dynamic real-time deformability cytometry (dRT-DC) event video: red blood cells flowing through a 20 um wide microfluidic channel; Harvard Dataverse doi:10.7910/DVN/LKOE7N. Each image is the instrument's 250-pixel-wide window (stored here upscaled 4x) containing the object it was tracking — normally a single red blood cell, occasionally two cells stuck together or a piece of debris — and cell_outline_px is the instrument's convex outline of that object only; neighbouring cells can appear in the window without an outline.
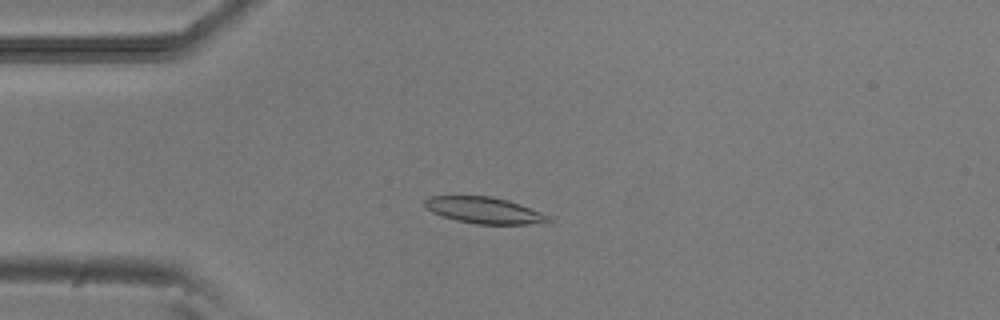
{"species": "common noctule bat (a hibernating species)", "species_latin": "Nyctalus noctula", "temperature_condition": "room temperature", "stored_images_in_passage": 41, "camera_frame_rate_fps": 3000, "um_per_image_px": 0.085, "animal": {"sex": "male", "body_mass_g": 20.5, "forearm_length_mm": 52.5}, "frame": {"image": 1, "passage_image": 2, "time_ms": 0.333, "image_size_px": [1000, 320], "cell_outline_px": [[552, 220], [528, 224], [476, 224], [456, 220], [432, 212], [424, 208], [424, 200], [428, 196], [492, 196], [508, 200], [520, 204], [548, 216]], "centroid_in_image_um": [41.08, 17.86], "position_along_channel_um": 43.9, "area_um2": 18.79}}
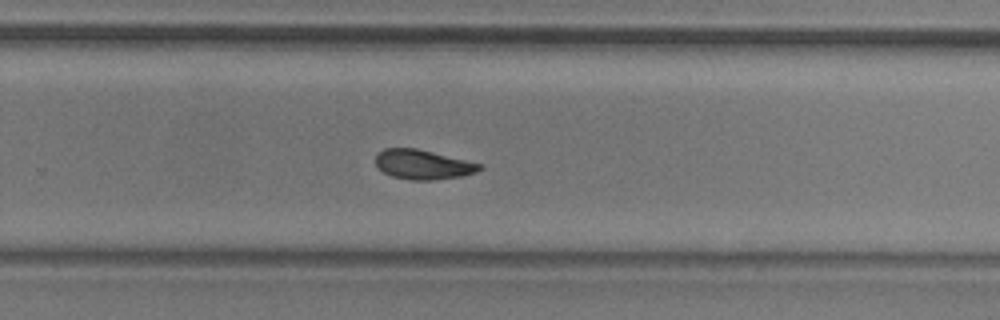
{"frame": {"image": 2, "passage_image": 23, "time_ms": 7.333, "image_size_px": [1000, 320], "cell_outline_px": [[484, 164], [476, 172], [460, 176], [436, 180], [412, 180], [392, 176], [384, 172], [376, 164], [376, 152], [384, 148], [416, 148]], "centroid_in_image_um": [35.94, 13.97], "position_along_channel_um": 293.9, "area_um2": 17.86}}
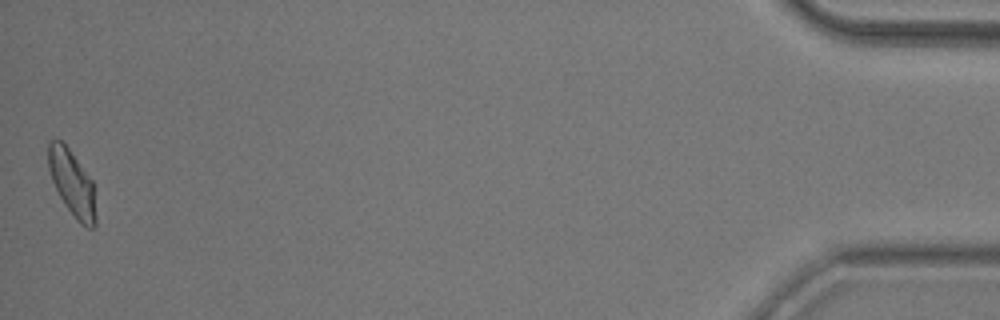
{"frame": {"image": 3, "passage_image": 41, "time_ms": 13.333, "image_size_px": [1000, 320], "cell_outline_px": [[96, 224], [92, 228], [88, 228], [80, 224], [76, 220], [64, 204], [52, 180], [48, 168], [48, 140], [60, 140], [68, 148], [92, 180], [96, 216]], "centroid_in_image_um": [6.12, 15.59], "position_along_channel_um": 429.1, "area_um2": 18.03}, "authors_computed_cell_mechanics": {"area_um2": 18.3226, "velocity_mm_per_s": 3.8365, "shape_relaxation_time_tau1_ms": 3.5678, "shape_relaxation_time_tau2_ms": 3.2378, "deformation_change_tau1": 0.1201, "deformation_change_tau2": 0.0865}}